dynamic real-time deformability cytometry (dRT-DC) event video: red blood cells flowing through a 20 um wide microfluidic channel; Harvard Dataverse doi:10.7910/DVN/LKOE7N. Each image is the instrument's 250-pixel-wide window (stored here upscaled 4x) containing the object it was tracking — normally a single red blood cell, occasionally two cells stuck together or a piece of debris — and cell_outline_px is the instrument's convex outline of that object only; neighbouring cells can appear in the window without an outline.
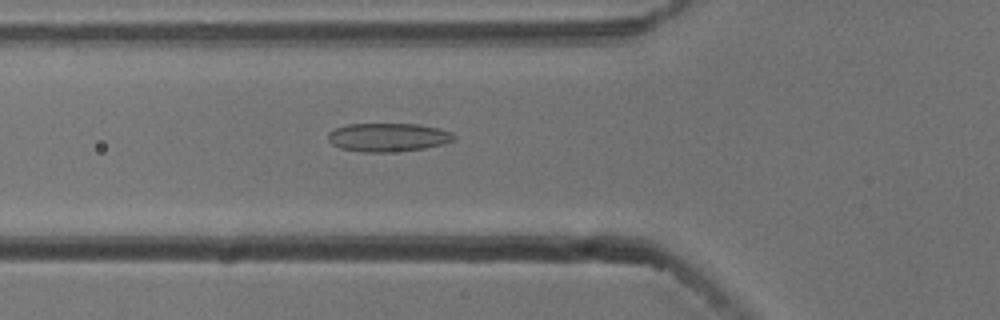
{"species": "common noctule bat (a hibernating species)", "species_latin": "Nyctalus noctula", "temperature_condition": "cold", "stored_images_in_passage": 40, "camera_frame_rate_fps": 3000, "um_per_image_px": 0.085, "animal": {"sex": "male", "body_mass_g": 13.3}, "frame": {"image": 1, "passage_image": 9, "time_ms": 2.667, "image_size_px": [1000, 320], "cell_outline_px": [[456, 136], [452, 140], [444, 144], [424, 148], [388, 152], [360, 152], [340, 148], [332, 144], [328, 140], [328, 132], [336, 128], [348, 124], [416, 124], [440, 128], [452, 132]], "centroid_in_image_um": [32.97, 11.67], "position_along_channel_um": 92.8, "area_um2": 20.92}}
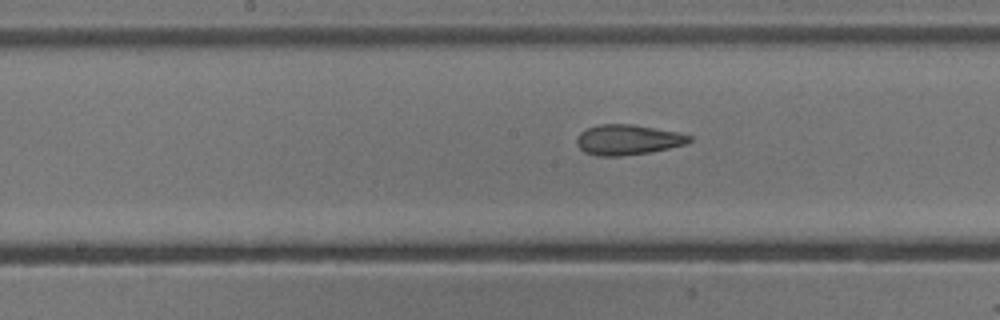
{"frame": {"image": 2, "passage_image": 17, "time_ms": 5.333, "image_size_px": [1000, 320], "cell_outline_px": [[692, 140], [684, 144], [668, 148], [648, 152], [620, 156], [596, 156], [584, 152], [576, 144], [576, 136], [580, 132], [588, 128], [600, 124], [632, 124], [676, 132], [692, 136]], "centroid_in_image_um": [53.31, 11.88], "position_along_channel_um": 194.9, "area_um2": 19.71}}
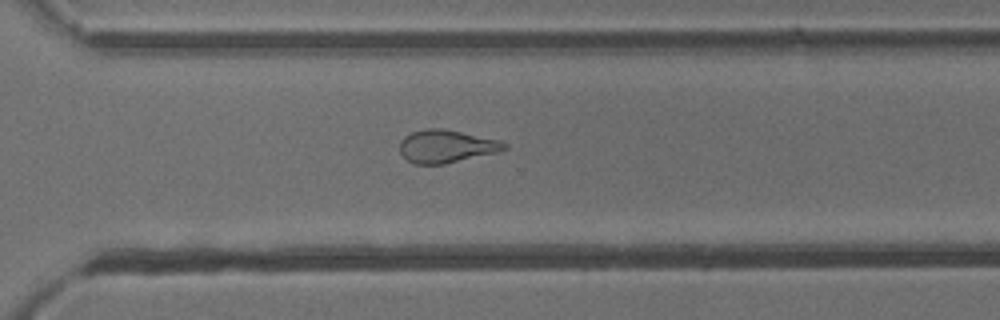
{"frame": {"image": 3, "passage_image": 28, "time_ms": 9.0, "image_size_px": [1000, 320], "cell_outline_px": [[508, 148], [500, 152], [444, 164], [412, 164], [400, 152], [400, 140], [404, 136], [412, 132], [428, 128], [440, 128], [500, 140], [508, 144]], "centroid_in_image_um": [37.96, 12.44], "position_along_channel_um": 332.6, "area_um2": 20.06}, "authors_computed_cell_mechanics": {"area_um2": 19.9121, "velocity_mm_per_s": 3.7819, "shape_relaxation_time_tau1_ms": null, "shape_relaxation_time_tau2_ms": 2.1159, "deformation_change_tau1": null, "deformation_change_tau2": 0.0887}}